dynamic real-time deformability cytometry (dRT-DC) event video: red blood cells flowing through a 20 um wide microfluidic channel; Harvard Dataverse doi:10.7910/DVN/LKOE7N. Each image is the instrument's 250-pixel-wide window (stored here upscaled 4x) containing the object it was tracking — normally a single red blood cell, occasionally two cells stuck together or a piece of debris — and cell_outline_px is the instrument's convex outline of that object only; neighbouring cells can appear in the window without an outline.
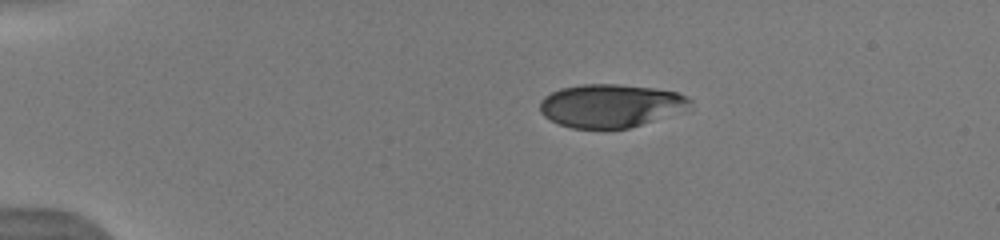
{"species": "human", "species_latin": "Homo sapiens", "temperature_condition": "warm", "stored_images_in_passage": 28, "camera_frame_rate_fps": 3000, "um_per_image_px": 0.085, "donor": {"sex": "male"}, "frame": {"image": 1, "passage_image": 1, "time_ms": 0.0, "image_size_px": [1000, 240], "cell_outline_px": [[692, 100], [688, 112], [628, 128], [572, 128], [560, 124], [544, 116], [540, 112], [540, 100], [544, 96], [560, 88], [580, 84], [620, 84], [652, 88], [676, 92], [688, 96]], "centroid_in_image_um": [51.97, 8.98], "position_along_channel_um": 33.0, "area_um2": 38.32}}
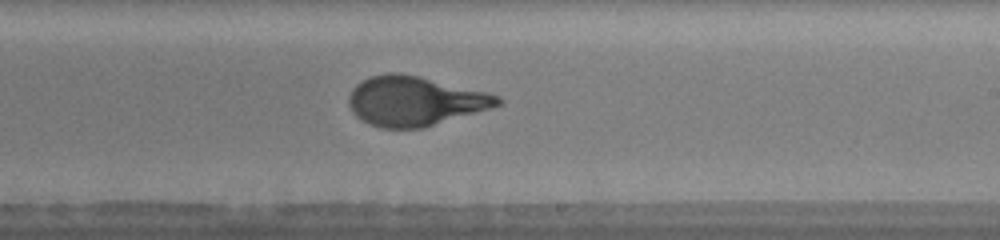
{"frame": {"image": 2, "passage_image": 21, "time_ms": 7.333, "image_size_px": [1000, 240], "cell_outline_px": [[504, 104], [492, 108], [424, 128], [380, 128], [368, 124], [360, 120], [352, 112], [348, 104], [348, 96], [352, 88], [356, 84], [372, 76], [388, 72], [400, 72], [420, 76], [488, 92], [500, 96], [504, 100]], "centroid_in_image_um": [35.28, 8.59], "position_along_channel_um": 253.7, "area_um2": 43.52}}